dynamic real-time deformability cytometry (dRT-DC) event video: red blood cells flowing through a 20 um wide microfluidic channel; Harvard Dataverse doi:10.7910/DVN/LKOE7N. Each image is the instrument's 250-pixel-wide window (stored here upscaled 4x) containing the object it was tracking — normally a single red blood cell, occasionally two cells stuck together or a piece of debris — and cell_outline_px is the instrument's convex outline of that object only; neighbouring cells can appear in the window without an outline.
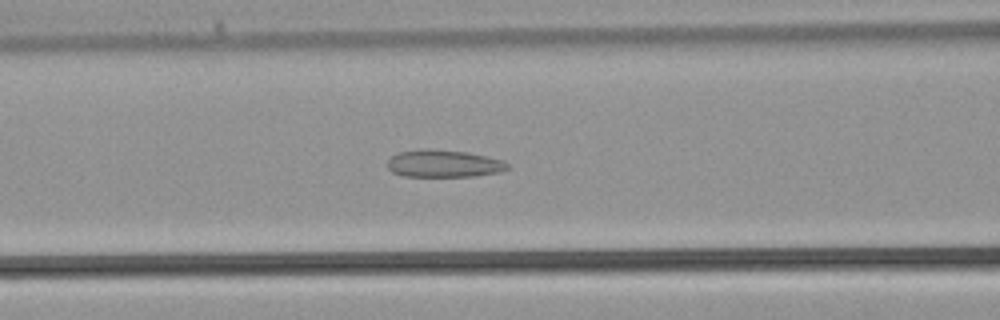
{"species": "common noctule bat (a hibernating species)", "species_latin": "Nyctalus noctula", "temperature_condition": "warm", "stored_images_in_passage": 38, "camera_frame_rate_fps": 3000, "um_per_image_px": 0.085, "animal": {"sex": "male", "body_mass_g": 21.5, "forearm_length_mm": 52.0}, "frame": {"image": 1, "passage_image": 15, "time_ms": 4.667, "image_size_px": [1000, 320], "cell_outline_px": [[512, 168], [500, 172], [472, 176], [404, 176], [392, 172], [388, 168], [388, 160], [392, 156], [400, 152], [420, 148], [428, 148], [468, 152], [500, 160], [508, 164]], "centroid_in_image_um": [37.7, 13.9], "position_along_channel_um": 128.9, "area_um2": 19.13}}
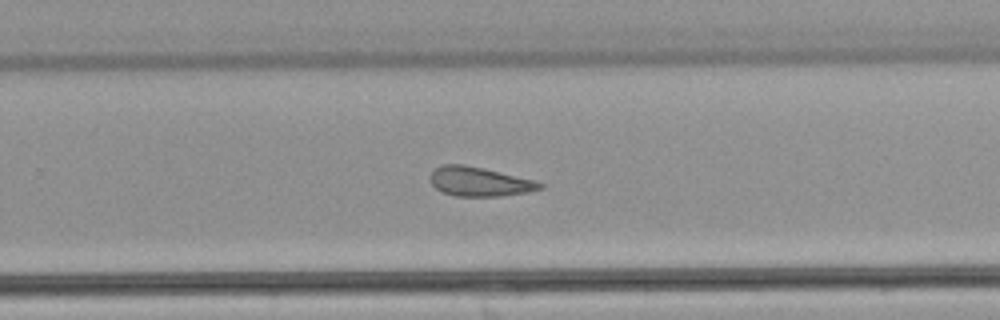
{"frame": {"image": 2, "passage_image": 24, "time_ms": 7.667, "image_size_px": [1000, 320], "cell_outline_px": [[544, 188], [528, 192], [500, 196], [456, 196], [444, 192], [436, 188], [432, 184], [432, 172], [436, 168], [444, 164], [464, 164], [536, 180], [544, 184]], "centroid_in_image_um": [40.81, 15.44], "position_along_channel_um": 289.0, "area_um2": 18.5}}
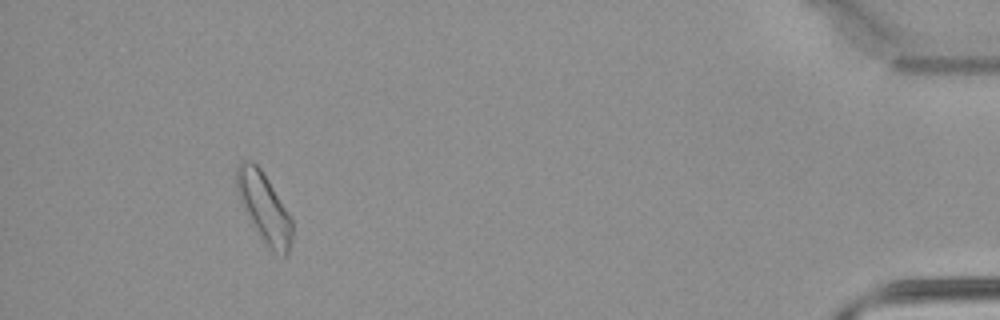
{"frame": {"image": 3, "passage_image": 35, "time_ms": 11.333, "image_size_px": [1000, 320], "cell_outline_px": [[292, 240], [288, 256], [284, 256], [272, 248], [264, 240], [256, 228], [244, 208], [240, 200], [236, 188], [236, 168], [240, 164], [248, 160], [252, 160], [260, 168], [268, 180], [292, 220]], "centroid_in_image_um": [22.45, 17.6], "position_along_channel_um": 412.7, "area_um2": 21.44}}